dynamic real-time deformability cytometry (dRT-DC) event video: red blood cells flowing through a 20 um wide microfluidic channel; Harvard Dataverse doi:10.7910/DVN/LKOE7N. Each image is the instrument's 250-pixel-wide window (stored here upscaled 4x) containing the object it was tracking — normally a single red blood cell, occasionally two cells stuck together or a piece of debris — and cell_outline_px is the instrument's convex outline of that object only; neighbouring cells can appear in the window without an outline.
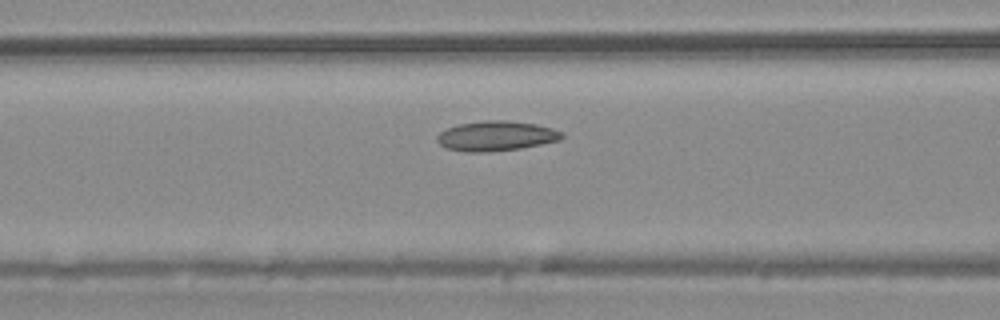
{"species": "common noctule bat (a hibernating species)", "species_latin": "Nyctalus noctula", "temperature_condition": "warm", "stored_images_in_passage": 53, "camera_frame_rate_fps": 3000, "um_per_image_px": 0.085, "animal": {"sex": "male", "body_mass_g": 20.4}, "frame": {"image": 1, "passage_image": 20, "time_ms": 6.333, "image_size_px": [1000, 320], "cell_outline_px": [[564, 136], [560, 140], [520, 148], [476, 152], [468, 152], [448, 148], [440, 144], [436, 140], [436, 136], [440, 132], [448, 128], [460, 124], [484, 120], [508, 120], [536, 124], [552, 128], [564, 132]], "centroid_in_image_um": [42.19, 11.54], "position_along_channel_um": 124.4, "area_um2": 21.5}}
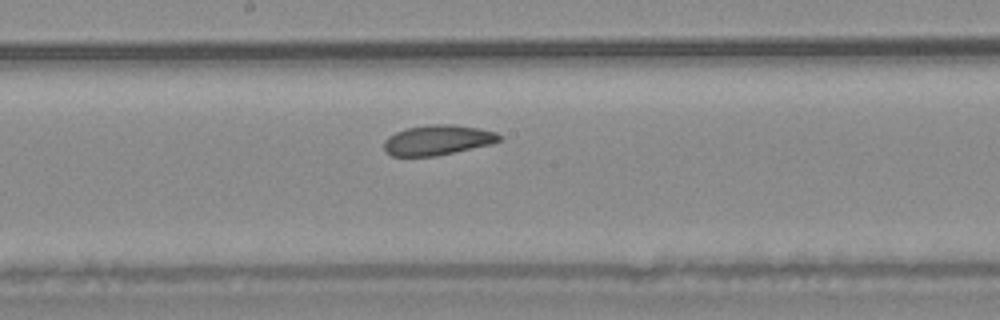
{"frame": {"image": 2, "passage_image": 27, "time_ms": 8.667, "image_size_px": [1000, 320], "cell_outline_px": [[500, 140], [492, 144], [436, 156], [392, 156], [384, 148], [384, 140], [388, 136], [396, 132], [408, 128], [432, 124], [452, 124], [480, 128], [496, 132], [500, 136]], "centroid_in_image_um": [37.21, 11.9], "position_along_channel_um": 211.0, "area_um2": 20.11}}
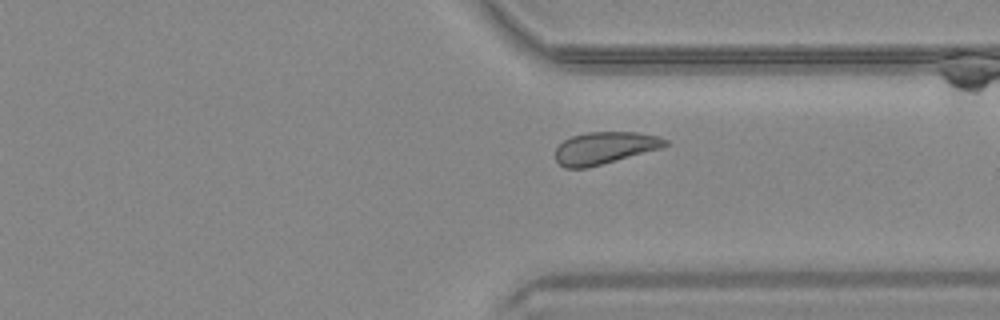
{"frame": {"image": 3, "passage_image": 39, "time_ms": 12.667, "image_size_px": [1000, 320], "cell_outline_px": [[668, 144], [660, 148], [588, 168], [564, 168], [556, 160], [556, 148], [564, 140], [572, 136], [584, 132], [636, 132], [656, 136], [668, 140]], "centroid_in_image_um": [51.36, 12.57], "position_along_channel_um": 360.0, "area_um2": 20.4}, "authors_computed_cell_mechanics": {"area_um2": 21.386, "velocity_mm_per_s": 3.7161, "shape_relaxation_time_tau1_ms": 4.4787, "shape_relaxation_time_tau2_ms": 4.9165, "deformation_change_tau1": 0.0813, "deformation_change_tau2": 0.0924}}